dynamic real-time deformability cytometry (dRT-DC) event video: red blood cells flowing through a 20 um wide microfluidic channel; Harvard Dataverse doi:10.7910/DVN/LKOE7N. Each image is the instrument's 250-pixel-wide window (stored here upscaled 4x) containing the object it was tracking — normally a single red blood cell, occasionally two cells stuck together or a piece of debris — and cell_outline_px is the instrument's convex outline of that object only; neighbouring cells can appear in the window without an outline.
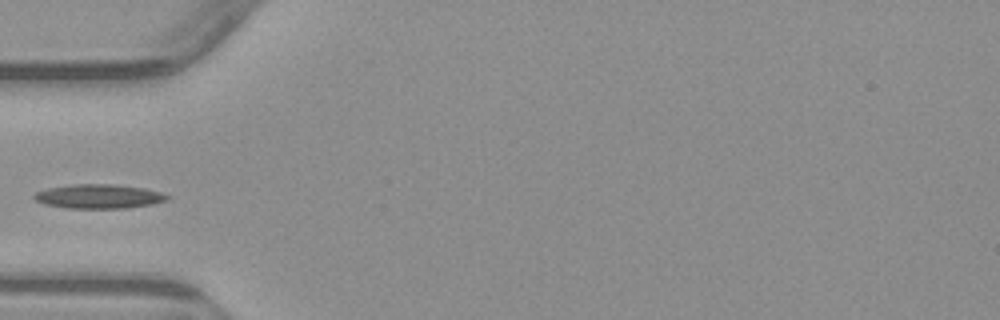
{"species": "common noctule bat (a hibernating species)", "species_latin": "Nyctalus noctula", "temperature_condition": "warm", "stored_images_in_passage": 4, "camera_frame_rate_fps": 3000, "um_per_image_px": 0.085, "animal": {"sex": "male", "body_mass_g": 23.1, "forearm_length_mm": 52.7}, "frame": {"image": 1, "passage_image": 4, "time_ms": 3.667, "image_size_px": [1000, 320], "cell_outline_px": [[172, 196], [168, 200], [152, 204], [128, 208], [68, 208], [44, 204], [36, 200], [32, 196], [36, 192], [48, 188], [72, 184], [112, 184], [144, 188], [160, 192]], "centroid_in_image_um": [8.42, 16.69], "position_along_channel_um": 76.6, "area_um2": 18.79}}